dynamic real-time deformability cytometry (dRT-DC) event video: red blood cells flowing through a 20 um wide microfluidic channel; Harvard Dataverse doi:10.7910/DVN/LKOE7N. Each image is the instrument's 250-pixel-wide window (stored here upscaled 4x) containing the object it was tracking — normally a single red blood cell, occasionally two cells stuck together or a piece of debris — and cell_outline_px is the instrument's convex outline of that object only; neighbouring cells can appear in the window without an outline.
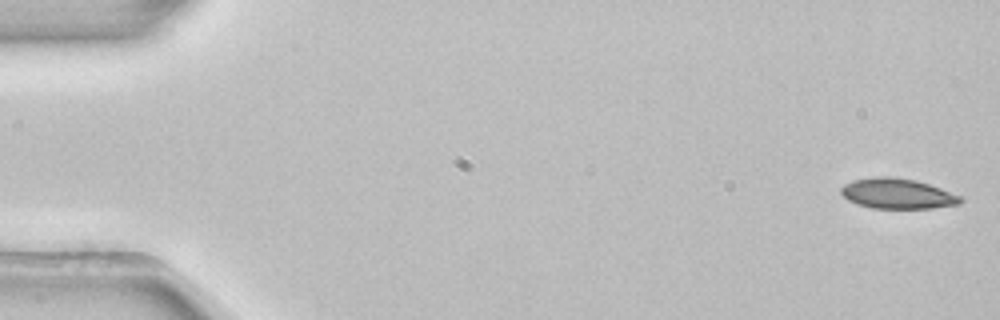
{"species": "common noctule bat (a hibernating species)", "species_latin": "Nyctalus noctula", "temperature_condition": "room temperature", "stored_images_in_passage": 52, "camera_frame_rate_fps": 3000, "um_per_image_px": 0.085, "animal": {"sex": "female", "body_mass_g": 22.7, "forearm_length_mm": 54.2}, "frame": {"image": 1, "passage_image": 1, "time_ms": 0.0, "image_size_px": [1000, 320], "cell_outline_px": [[964, 200], [960, 204], [932, 208], [872, 208], [856, 204], [848, 200], [840, 192], [840, 188], [844, 184], [852, 180], [872, 176], [888, 176], [916, 180], [940, 188], [960, 196]], "centroid_in_image_um": [76.25, 16.45], "position_along_channel_um": 8.8, "area_um2": 21.15}}
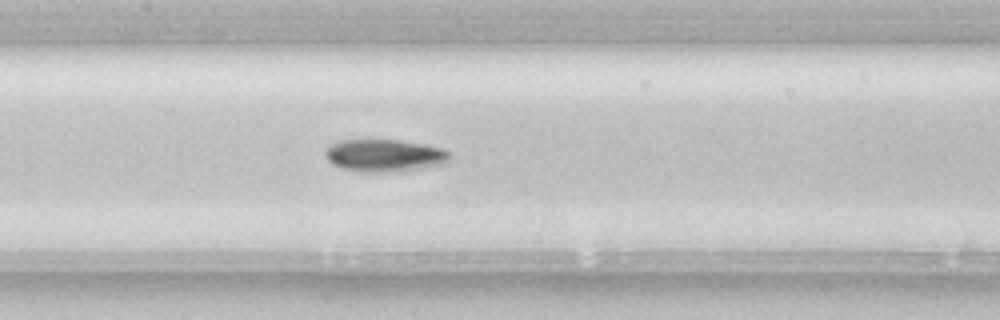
{"frame": {"image": 2, "passage_image": 25, "time_ms": 8.0, "image_size_px": [1000, 320], "cell_outline_px": [[452, 160], [444, 164], [404, 172], [360, 172], [344, 168], [332, 164], [328, 160], [324, 152], [332, 144], [340, 140], [396, 140], [424, 144], [444, 148], [452, 156]], "centroid_in_image_um": [32.76, 13.23], "position_along_channel_um": 174.6, "area_um2": 23.81}}
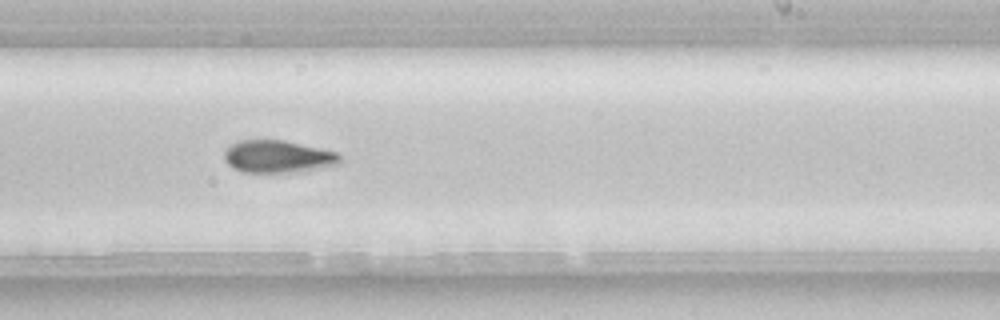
{"frame": {"image": 3, "passage_image": 32, "time_ms": 10.333, "image_size_px": [1000, 320], "cell_outline_px": [[340, 164], [304, 172], [240, 172], [232, 168], [224, 160], [224, 152], [232, 144], [240, 140], [284, 140], [336, 152], [340, 156]], "centroid_in_image_um": [23.62, 13.33], "position_along_channel_um": 265.4, "area_um2": 21.96}, "authors_computed_cell_mechanics": {"area_um2": 21.9062, "velocity_mm_per_s": 3.9102, "shape_relaxation_time_tau1_ms": 4.9367, "shape_relaxation_time_tau2_ms": null, "deformation_change_tau1": 0.1362, "deformation_change_tau2": null}}